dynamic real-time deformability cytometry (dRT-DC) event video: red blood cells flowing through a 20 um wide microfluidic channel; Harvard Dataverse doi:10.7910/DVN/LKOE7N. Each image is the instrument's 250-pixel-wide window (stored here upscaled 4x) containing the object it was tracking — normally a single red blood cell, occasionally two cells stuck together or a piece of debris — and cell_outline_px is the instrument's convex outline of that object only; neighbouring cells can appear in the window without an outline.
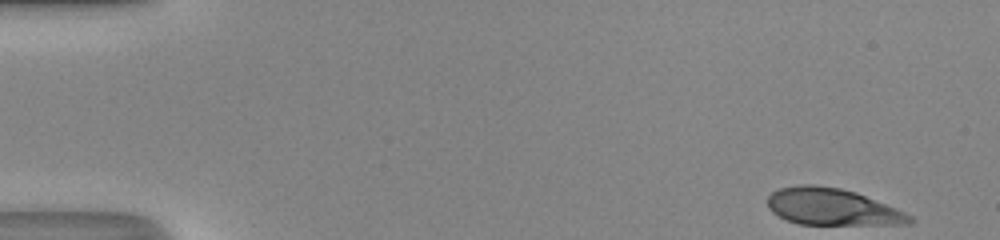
{"species": "human", "species_latin": "Homo sapiens", "temperature_condition": "room temperature", "stored_images_in_passage": 46, "camera_frame_rate_fps": 3000, "um_per_image_px": 0.085, "donor": {"sex": "male"}, "frame": {"image": 1, "passage_image": 1, "time_ms": 0.0, "image_size_px": [1000, 240], "cell_outline_px": [[916, 220], [912, 224], [800, 224], [788, 220], [772, 212], [768, 208], [768, 196], [772, 192], [780, 188], [800, 184], [812, 184], [840, 188], [856, 192], [904, 212], [912, 216]], "centroid_in_image_um": [70.73, 17.58], "position_along_channel_um": 14.3, "area_um2": 30.23}}
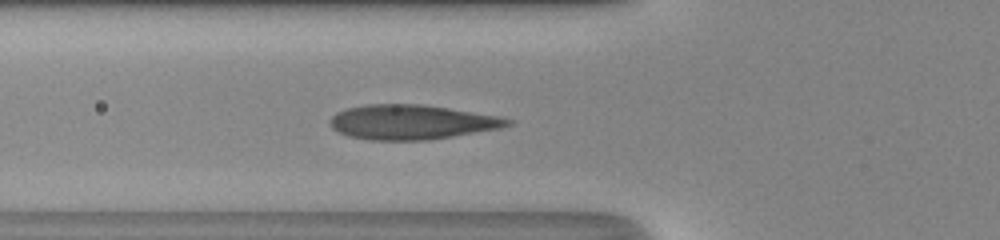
{"frame": {"image": 2, "passage_image": 16, "time_ms": 5.0, "image_size_px": [1000, 240], "cell_outline_px": [[516, 120], [512, 124], [500, 128], [428, 140], [368, 140], [348, 136], [332, 128], [328, 124], [328, 120], [336, 112], [348, 108], [368, 104], [420, 104], [448, 108], [500, 116]], "centroid_in_image_um": [34.98, 10.38], "position_along_channel_um": 90.8, "area_um2": 35.89}}
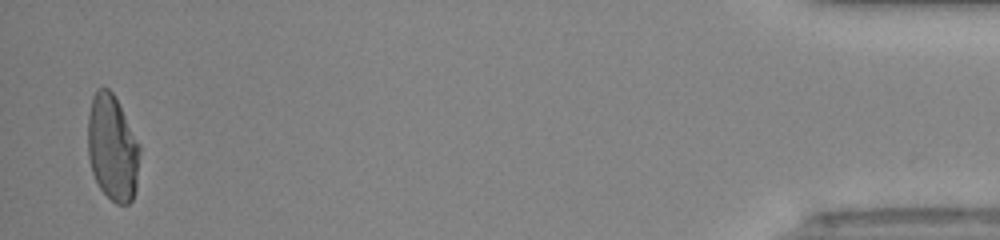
{"frame": {"image": 3, "passage_image": 45, "time_ms": 14.667, "image_size_px": [1000, 240], "cell_outline_px": [[140, 148], [136, 188], [132, 200], [128, 204], [116, 204], [100, 188], [92, 172], [88, 156], [88, 116], [92, 96], [96, 88], [108, 88], [112, 92], [140, 144]], "centroid_in_image_um": [9.55, 12.57], "position_along_channel_um": 425.7, "area_um2": 31.96}, "authors_computed_cell_mechanics": {"area_um2": 34.1887, "velocity_mm_per_s": 4.3526, "shape_relaxation_time_tau1_ms": 5.412, "shape_relaxation_time_tau2_ms": null, "deformation_change_tau1": 0.2332, "deformation_change_tau2": null}}